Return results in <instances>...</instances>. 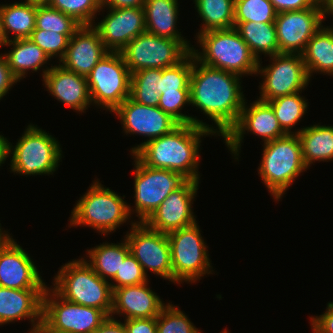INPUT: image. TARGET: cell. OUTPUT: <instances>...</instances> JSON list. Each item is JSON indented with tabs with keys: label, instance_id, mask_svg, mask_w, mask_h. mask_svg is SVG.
I'll use <instances>...</instances> for the list:
<instances>
[{
	"label": "cell",
	"instance_id": "48",
	"mask_svg": "<svg viewBox=\"0 0 333 333\" xmlns=\"http://www.w3.org/2000/svg\"><path fill=\"white\" fill-rule=\"evenodd\" d=\"M145 0H104L101 8H134L143 7ZM105 7V8H104Z\"/></svg>",
	"mask_w": 333,
	"mask_h": 333
},
{
	"label": "cell",
	"instance_id": "36",
	"mask_svg": "<svg viewBox=\"0 0 333 333\" xmlns=\"http://www.w3.org/2000/svg\"><path fill=\"white\" fill-rule=\"evenodd\" d=\"M81 26L72 16L49 5L36 6V29L54 31L60 34H75Z\"/></svg>",
	"mask_w": 333,
	"mask_h": 333
},
{
	"label": "cell",
	"instance_id": "46",
	"mask_svg": "<svg viewBox=\"0 0 333 333\" xmlns=\"http://www.w3.org/2000/svg\"><path fill=\"white\" fill-rule=\"evenodd\" d=\"M277 13L311 8L318 0H269Z\"/></svg>",
	"mask_w": 333,
	"mask_h": 333
},
{
	"label": "cell",
	"instance_id": "50",
	"mask_svg": "<svg viewBox=\"0 0 333 333\" xmlns=\"http://www.w3.org/2000/svg\"><path fill=\"white\" fill-rule=\"evenodd\" d=\"M324 18L326 15H332L333 16V0H319Z\"/></svg>",
	"mask_w": 333,
	"mask_h": 333
},
{
	"label": "cell",
	"instance_id": "8",
	"mask_svg": "<svg viewBox=\"0 0 333 333\" xmlns=\"http://www.w3.org/2000/svg\"><path fill=\"white\" fill-rule=\"evenodd\" d=\"M198 223L167 233L170 245L172 282L196 283L206 274H213L208 246Z\"/></svg>",
	"mask_w": 333,
	"mask_h": 333
},
{
	"label": "cell",
	"instance_id": "5",
	"mask_svg": "<svg viewBox=\"0 0 333 333\" xmlns=\"http://www.w3.org/2000/svg\"><path fill=\"white\" fill-rule=\"evenodd\" d=\"M53 289L64 299L103 310L112 311L113 291L110 282L102 279L85 258L68 261L54 276Z\"/></svg>",
	"mask_w": 333,
	"mask_h": 333
},
{
	"label": "cell",
	"instance_id": "16",
	"mask_svg": "<svg viewBox=\"0 0 333 333\" xmlns=\"http://www.w3.org/2000/svg\"><path fill=\"white\" fill-rule=\"evenodd\" d=\"M320 1L311 8L277 13L275 27L279 53L301 54L308 41L323 26Z\"/></svg>",
	"mask_w": 333,
	"mask_h": 333
},
{
	"label": "cell",
	"instance_id": "35",
	"mask_svg": "<svg viewBox=\"0 0 333 333\" xmlns=\"http://www.w3.org/2000/svg\"><path fill=\"white\" fill-rule=\"evenodd\" d=\"M186 104L190 105V90H177V92L161 93L158 107L174 118L179 124H194L207 128L215 134V126L206 124V122L199 120L197 117L182 113L181 110H183L182 108Z\"/></svg>",
	"mask_w": 333,
	"mask_h": 333
},
{
	"label": "cell",
	"instance_id": "25",
	"mask_svg": "<svg viewBox=\"0 0 333 333\" xmlns=\"http://www.w3.org/2000/svg\"><path fill=\"white\" fill-rule=\"evenodd\" d=\"M178 0H145L146 31L160 37L184 39L177 30Z\"/></svg>",
	"mask_w": 333,
	"mask_h": 333
},
{
	"label": "cell",
	"instance_id": "55",
	"mask_svg": "<svg viewBox=\"0 0 333 333\" xmlns=\"http://www.w3.org/2000/svg\"><path fill=\"white\" fill-rule=\"evenodd\" d=\"M3 31H2V22H1V14H0V46H4L5 43Z\"/></svg>",
	"mask_w": 333,
	"mask_h": 333
},
{
	"label": "cell",
	"instance_id": "9",
	"mask_svg": "<svg viewBox=\"0 0 333 333\" xmlns=\"http://www.w3.org/2000/svg\"><path fill=\"white\" fill-rule=\"evenodd\" d=\"M186 39H171L151 34L147 31L131 40L121 51V55L131 72L177 65L192 50Z\"/></svg>",
	"mask_w": 333,
	"mask_h": 333
},
{
	"label": "cell",
	"instance_id": "17",
	"mask_svg": "<svg viewBox=\"0 0 333 333\" xmlns=\"http://www.w3.org/2000/svg\"><path fill=\"white\" fill-rule=\"evenodd\" d=\"M113 113L118 116L127 134H138L148 137L146 141L132 147L133 155L147 141L156 139L170 133L179 123L158 106L139 104L130 97L125 99Z\"/></svg>",
	"mask_w": 333,
	"mask_h": 333
},
{
	"label": "cell",
	"instance_id": "38",
	"mask_svg": "<svg viewBox=\"0 0 333 333\" xmlns=\"http://www.w3.org/2000/svg\"><path fill=\"white\" fill-rule=\"evenodd\" d=\"M50 7L72 16L81 25H93L102 10L98 0H50Z\"/></svg>",
	"mask_w": 333,
	"mask_h": 333
},
{
	"label": "cell",
	"instance_id": "29",
	"mask_svg": "<svg viewBox=\"0 0 333 333\" xmlns=\"http://www.w3.org/2000/svg\"><path fill=\"white\" fill-rule=\"evenodd\" d=\"M2 31L5 41L29 38L36 26V5L15 2L0 5Z\"/></svg>",
	"mask_w": 333,
	"mask_h": 333
},
{
	"label": "cell",
	"instance_id": "6",
	"mask_svg": "<svg viewBox=\"0 0 333 333\" xmlns=\"http://www.w3.org/2000/svg\"><path fill=\"white\" fill-rule=\"evenodd\" d=\"M95 180L77 201L70 217L71 226H87L103 235L114 232L130 219L128 204L122 196Z\"/></svg>",
	"mask_w": 333,
	"mask_h": 333
},
{
	"label": "cell",
	"instance_id": "4",
	"mask_svg": "<svg viewBox=\"0 0 333 333\" xmlns=\"http://www.w3.org/2000/svg\"><path fill=\"white\" fill-rule=\"evenodd\" d=\"M262 161L258 174L267 190L280 201L288 187L308 168L306 167L301 142L297 134L264 143Z\"/></svg>",
	"mask_w": 333,
	"mask_h": 333
},
{
	"label": "cell",
	"instance_id": "51",
	"mask_svg": "<svg viewBox=\"0 0 333 333\" xmlns=\"http://www.w3.org/2000/svg\"><path fill=\"white\" fill-rule=\"evenodd\" d=\"M7 232V233H6ZM11 234H8V231H3V228H1V223H0V248L3 247L11 238Z\"/></svg>",
	"mask_w": 333,
	"mask_h": 333
},
{
	"label": "cell",
	"instance_id": "19",
	"mask_svg": "<svg viewBox=\"0 0 333 333\" xmlns=\"http://www.w3.org/2000/svg\"><path fill=\"white\" fill-rule=\"evenodd\" d=\"M109 13L92 26L109 52H120L131 40L146 31L143 7L107 8Z\"/></svg>",
	"mask_w": 333,
	"mask_h": 333
},
{
	"label": "cell",
	"instance_id": "12",
	"mask_svg": "<svg viewBox=\"0 0 333 333\" xmlns=\"http://www.w3.org/2000/svg\"><path fill=\"white\" fill-rule=\"evenodd\" d=\"M270 59L272 64L264 68L262 62L258 64L256 76L260 74L264 81L259 83L261 90L257 99L268 102L305 90L310 78L301 54L278 53Z\"/></svg>",
	"mask_w": 333,
	"mask_h": 333
},
{
	"label": "cell",
	"instance_id": "7",
	"mask_svg": "<svg viewBox=\"0 0 333 333\" xmlns=\"http://www.w3.org/2000/svg\"><path fill=\"white\" fill-rule=\"evenodd\" d=\"M15 146L9 142L10 169L22 175H53L62 159L61 145L52 135L28 125Z\"/></svg>",
	"mask_w": 333,
	"mask_h": 333
},
{
	"label": "cell",
	"instance_id": "22",
	"mask_svg": "<svg viewBox=\"0 0 333 333\" xmlns=\"http://www.w3.org/2000/svg\"><path fill=\"white\" fill-rule=\"evenodd\" d=\"M108 52L98 31L92 25H82L69 39L66 53L59 63L66 69L87 77Z\"/></svg>",
	"mask_w": 333,
	"mask_h": 333
},
{
	"label": "cell",
	"instance_id": "52",
	"mask_svg": "<svg viewBox=\"0 0 333 333\" xmlns=\"http://www.w3.org/2000/svg\"><path fill=\"white\" fill-rule=\"evenodd\" d=\"M50 0H24V2L36 5V6H42V5H48Z\"/></svg>",
	"mask_w": 333,
	"mask_h": 333
},
{
	"label": "cell",
	"instance_id": "23",
	"mask_svg": "<svg viewBox=\"0 0 333 333\" xmlns=\"http://www.w3.org/2000/svg\"><path fill=\"white\" fill-rule=\"evenodd\" d=\"M148 282L113 290L112 311L124 320L157 317L167 305L148 287Z\"/></svg>",
	"mask_w": 333,
	"mask_h": 333
},
{
	"label": "cell",
	"instance_id": "53",
	"mask_svg": "<svg viewBox=\"0 0 333 333\" xmlns=\"http://www.w3.org/2000/svg\"><path fill=\"white\" fill-rule=\"evenodd\" d=\"M30 329L31 330L28 333H43V320L39 325L34 326Z\"/></svg>",
	"mask_w": 333,
	"mask_h": 333
},
{
	"label": "cell",
	"instance_id": "28",
	"mask_svg": "<svg viewBox=\"0 0 333 333\" xmlns=\"http://www.w3.org/2000/svg\"><path fill=\"white\" fill-rule=\"evenodd\" d=\"M302 148L303 160L307 168L315 161H332L333 126L311 125L294 131Z\"/></svg>",
	"mask_w": 333,
	"mask_h": 333
},
{
	"label": "cell",
	"instance_id": "24",
	"mask_svg": "<svg viewBox=\"0 0 333 333\" xmlns=\"http://www.w3.org/2000/svg\"><path fill=\"white\" fill-rule=\"evenodd\" d=\"M45 289H12L0 286V325L28 318L32 327L42 322Z\"/></svg>",
	"mask_w": 333,
	"mask_h": 333
},
{
	"label": "cell",
	"instance_id": "56",
	"mask_svg": "<svg viewBox=\"0 0 333 333\" xmlns=\"http://www.w3.org/2000/svg\"><path fill=\"white\" fill-rule=\"evenodd\" d=\"M220 333H228V331L225 329H223V331H221Z\"/></svg>",
	"mask_w": 333,
	"mask_h": 333
},
{
	"label": "cell",
	"instance_id": "32",
	"mask_svg": "<svg viewBox=\"0 0 333 333\" xmlns=\"http://www.w3.org/2000/svg\"><path fill=\"white\" fill-rule=\"evenodd\" d=\"M235 0H194L195 9L202 18L201 30L197 33L230 29L234 27Z\"/></svg>",
	"mask_w": 333,
	"mask_h": 333
},
{
	"label": "cell",
	"instance_id": "11",
	"mask_svg": "<svg viewBox=\"0 0 333 333\" xmlns=\"http://www.w3.org/2000/svg\"><path fill=\"white\" fill-rule=\"evenodd\" d=\"M135 209L138 222H144L174 190L181 188L189 179L181 173L144 165L134 154Z\"/></svg>",
	"mask_w": 333,
	"mask_h": 333
},
{
	"label": "cell",
	"instance_id": "40",
	"mask_svg": "<svg viewBox=\"0 0 333 333\" xmlns=\"http://www.w3.org/2000/svg\"><path fill=\"white\" fill-rule=\"evenodd\" d=\"M157 333H202L179 307L168 303L157 316Z\"/></svg>",
	"mask_w": 333,
	"mask_h": 333
},
{
	"label": "cell",
	"instance_id": "34",
	"mask_svg": "<svg viewBox=\"0 0 333 333\" xmlns=\"http://www.w3.org/2000/svg\"><path fill=\"white\" fill-rule=\"evenodd\" d=\"M300 93L297 92L268 101L280 126L287 134H294L291 129L297 125V122L300 123L309 106L305 97L301 96Z\"/></svg>",
	"mask_w": 333,
	"mask_h": 333
},
{
	"label": "cell",
	"instance_id": "37",
	"mask_svg": "<svg viewBox=\"0 0 333 333\" xmlns=\"http://www.w3.org/2000/svg\"><path fill=\"white\" fill-rule=\"evenodd\" d=\"M277 12L269 0H235L234 22H275Z\"/></svg>",
	"mask_w": 333,
	"mask_h": 333
},
{
	"label": "cell",
	"instance_id": "54",
	"mask_svg": "<svg viewBox=\"0 0 333 333\" xmlns=\"http://www.w3.org/2000/svg\"><path fill=\"white\" fill-rule=\"evenodd\" d=\"M43 333H66V332H59L54 329H51L44 321H43Z\"/></svg>",
	"mask_w": 333,
	"mask_h": 333
},
{
	"label": "cell",
	"instance_id": "44",
	"mask_svg": "<svg viewBox=\"0 0 333 333\" xmlns=\"http://www.w3.org/2000/svg\"><path fill=\"white\" fill-rule=\"evenodd\" d=\"M123 324L127 333H157V317L127 319Z\"/></svg>",
	"mask_w": 333,
	"mask_h": 333
},
{
	"label": "cell",
	"instance_id": "26",
	"mask_svg": "<svg viewBox=\"0 0 333 333\" xmlns=\"http://www.w3.org/2000/svg\"><path fill=\"white\" fill-rule=\"evenodd\" d=\"M309 78L313 73L333 76V26H322L301 53Z\"/></svg>",
	"mask_w": 333,
	"mask_h": 333
},
{
	"label": "cell",
	"instance_id": "13",
	"mask_svg": "<svg viewBox=\"0 0 333 333\" xmlns=\"http://www.w3.org/2000/svg\"><path fill=\"white\" fill-rule=\"evenodd\" d=\"M107 318L103 310L70 302L53 288L44 290L42 320L51 329L66 333H93Z\"/></svg>",
	"mask_w": 333,
	"mask_h": 333
},
{
	"label": "cell",
	"instance_id": "14",
	"mask_svg": "<svg viewBox=\"0 0 333 333\" xmlns=\"http://www.w3.org/2000/svg\"><path fill=\"white\" fill-rule=\"evenodd\" d=\"M130 253L141 264L145 274L148 270L172 282L170 245L166 233L151 229L144 222L131 223L125 235Z\"/></svg>",
	"mask_w": 333,
	"mask_h": 333
},
{
	"label": "cell",
	"instance_id": "47",
	"mask_svg": "<svg viewBox=\"0 0 333 333\" xmlns=\"http://www.w3.org/2000/svg\"><path fill=\"white\" fill-rule=\"evenodd\" d=\"M93 333H127V331L123 322L108 316Z\"/></svg>",
	"mask_w": 333,
	"mask_h": 333
},
{
	"label": "cell",
	"instance_id": "42",
	"mask_svg": "<svg viewBox=\"0 0 333 333\" xmlns=\"http://www.w3.org/2000/svg\"><path fill=\"white\" fill-rule=\"evenodd\" d=\"M113 281V282H111ZM110 281L112 291L124 286L137 285L148 281V275L145 274L141 264L135 257L129 253L121 264L115 277ZM116 282V284L114 283Z\"/></svg>",
	"mask_w": 333,
	"mask_h": 333
},
{
	"label": "cell",
	"instance_id": "2",
	"mask_svg": "<svg viewBox=\"0 0 333 333\" xmlns=\"http://www.w3.org/2000/svg\"><path fill=\"white\" fill-rule=\"evenodd\" d=\"M209 135L215 134L194 124H179L170 133L147 141L134 155L151 168L168 169L199 181L201 137Z\"/></svg>",
	"mask_w": 333,
	"mask_h": 333
},
{
	"label": "cell",
	"instance_id": "49",
	"mask_svg": "<svg viewBox=\"0 0 333 333\" xmlns=\"http://www.w3.org/2000/svg\"><path fill=\"white\" fill-rule=\"evenodd\" d=\"M9 157V141L3 135H0V166L4 164Z\"/></svg>",
	"mask_w": 333,
	"mask_h": 333
},
{
	"label": "cell",
	"instance_id": "3",
	"mask_svg": "<svg viewBox=\"0 0 333 333\" xmlns=\"http://www.w3.org/2000/svg\"><path fill=\"white\" fill-rule=\"evenodd\" d=\"M195 36L202 51L199 52L193 47L191 52L202 64L229 71L241 77L256 75L259 61L234 27L210 30Z\"/></svg>",
	"mask_w": 333,
	"mask_h": 333
},
{
	"label": "cell",
	"instance_id": "39",
	"mask_svg": "<svg viewBox=\"0 0 333 333\" xmlns=\"http://www.w3.org/2000/svg\"><path fill=\"white\" fill-rule=\"evenodd\" d=\"M192 72V52L177 65L162 69L159 93L190 90V76Z\"/></svg>",
	"mask_w": 333,
	"mask_h": 333
},
{
	"label": "cell",
	"instance_id": "27",
	"mask_svg": "<svg viewBox=\"0 0 333 333\" xmlns=\"http://www.w3.org/2000/svg\"><path fill=\"white\" fill-rule=\"evenodd\" d=\"M4 45L12 46L9 53H4V56L10 70L19 82L27 76L28 71L37 72L50 60L46 53L29 38L11 39Z\"/></svg>",
	"mask_w": 333,
	"mask_h": 333
},
{
	"label": "cell",
	"instance_id": "43",
	"mask_svg": "<svg viewBox=\"0 0 333 333\" xmlns=\"http://www.w3.org/2000/svg\"><path fill=\"white\" fill-rule=\"evenodd\" d=\"M312 333H333V302H329L326 311L319 316H311Z\"/></svg>",
	"mask_w": 333,
	"mask_h": 333
},
{
	"label": "cell",
	"instance_id": "30",
	"mask_svg": "<svg viewBox=\"0 0 333 333\" xmlns=\"http://www.w3.org/2000/svg\"><path fill=\"white\" fill-rule=\"evenodd\" d=\"M234 28L259 62L262 54L270 57L279 53L274 22H234Z\"/></svg>",
	"mask_w": 333,
	"mask_h": 333
},
{
	"label": "cell",
	"instance_id": "10",
	"mask_svg": "<svg viewBox=\"0 0 333 333\" xmlns=\"http://www.w3.org/2000/svg\"><path fill=\"white\" fill-rule=\"evenodd\" d=\"M131 72L120 52H108L87 76L92 105L113 112L130 97Z\"/></svg>",
	"mask_w": 333,
	"mask_h": 333
},
{
	"label": "cell",
	"instance_id": "15",
	"mask_svg": "<svg viewBox=\"0 0 333 333\" xmlns=\"http://www.w3.org/2000/svg\"><path fill=\"white\" fill-rule=\"evenodd\" d=\"M246 104L245 99L237 124L224 137L225 145L237 160L246 131L260 136L264 143L287 135L268 102L257 99L250 105Z\"/></svg>",
	"mask_w": 333,
	"mask_h": 333
},
{
	"label": "cell",
	"instance_id": "18",
	"mask_svg": "<svg viewBox=\"0 0 333 333\" xmlns=\"http://www.w3.org/2000/svg\"><path fill=\"white\" fill-rule=\"evenodd\" d=\"M198 187L199 181L188 180L181 188L172 191L144 223L166 234L196 223L192 204Z\"/></svg>",
	"mask_w": 333,
	"mask_h": 333
},
{
	"label": "cell",
	"instance_id": "45",
	"mask_svg": "<svg viewBox=\"0 0 333 333\" xmlns=\"http://www.w3.org/2000/svg\"><path fill=\"white\" fill-rule=\"evenodd\" d=\"M19 80L10 70L4 54H0V100L10 91L13 84Z\"/></svg>",
	"mask_w": 333,
	"mask_h": 333
},
{
	"label": "cell",
	"instance_id": "31",
	"mask_svg": "<svg viewBox=\"0 0 333 333\" xmlns=\"http://www.w3.org/2000/svg\"><path fill=\"white\" fill-rule=\"evenodd\" d=\"M122 243H103L94 248L87 249L89 259L85 261L104 280L113 279L130 253L129 244L124 237Z\"/></svg>",
	"mask_w": 333,
	"mask_h": 333
},
{
	"label": "cell",
	"instance_id": "20",
	"mask_svg": "<svg viewBox=\"0 0 333 333\" xmlns=\"http://www.w3.org/2000/svg\"><path fill=\"white\" fill-rule=\"evenodd\" d=\"M15 239L0 248V286L12 289H46L39 269Z\"/></svg>",
	"mask_w": 333,
	"mask_h": 333
},
{
	"label": "cell",
	"instance_id": "21",
	"mask_svg": "<svg viewBox=\"0 0 333 333\" xmlns=\"http://www.w3.org/2000/svg\"><path fill=\"white\" fill-rule=\"evenodd\" d=\"M42 73L47 91L65 106L84 113L92 105L87 77L66 69L60 63L43 69Z\"/></svg>",
	"mask_w": 333,
	"mask_h": 333
},
{
	"label": "cell",
	"instance_id": "41",
	"mask_svg": "<svg viewBox=\"0 0 333 333\" xmlns=\"http://www.w3.org/2000/svg\"><path fill=\"white\" fill-rule=\"evenodd\" d=\"M74 34H60L54 31H46L42 29H34L29 39L37 44L50 58L59 57L62 60L68 47L69 39Z\"/></svg>",
	"mask_w": 333,
	"mask_h": 333
},
{
	"label": "cell",
	"instance_id": "33",
	"mask_svg": "<svg viewBox=\"0 0 333 333\" xmlns=\"http://www.w3.org/2000/svg\"><path fill=\"white\" fill-rule=\"evenodd\" d=\"M162 69L138 70L131 75L130 98L147 106H158Z\"/></svg>",
	"mask_w": 333,
	"mask_h": 333
},
{
	"label": "cell",
	"instance_id": "1",
	"mask_svg": "<svg viewBox=\"0 0 333 333\" xmlns=\"http://www.w3.org/2000/svg\"><path fill=\"white\" fill-rule=\"evenodd\" d=\"M241 76L206 66L192 53L190 105L197 107L213 120L215 136L224 138L237 124L245 98Z\"/></svg>",
	"mask_w": 333,
	"mask_h": 333
}]
</instances>
